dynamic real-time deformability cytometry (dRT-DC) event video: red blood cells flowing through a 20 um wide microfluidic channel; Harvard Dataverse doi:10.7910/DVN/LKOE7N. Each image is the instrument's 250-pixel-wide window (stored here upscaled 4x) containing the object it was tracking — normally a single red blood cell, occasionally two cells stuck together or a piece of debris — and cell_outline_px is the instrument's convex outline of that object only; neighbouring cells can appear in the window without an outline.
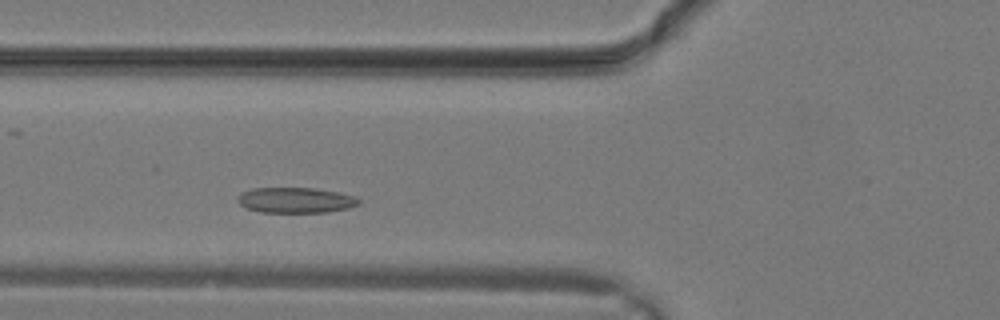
{"species": "common noctule bat (a hibernating species)", "species_latin": "Nyctalus noctula", "temperature_condition": "warm", "stored_images_in_passage": 16, "camera_frame_rate_fps": 3000, "um_per_image_px": 0.085, "animal": {"sex": "male", "body_mass_g": 19.2, "forearm_length_mm": 51.8}, "frame": {"image": 1, "passage_image": 5, "time_ms": 1.333, "image_size_px": [1000, 320], "cell_outline_px": [[360, 204], [348, 208], [328, 212], [260, 212], [248, 208], [240, 204], [236, 200], [244, 192], [252, 188], [316, 188], [356, 196], [360, 200]], "centroid_in_image_um": [25.17, 17.01], "position_along_channel_um": 100.6, "area_um2": 17.86}}
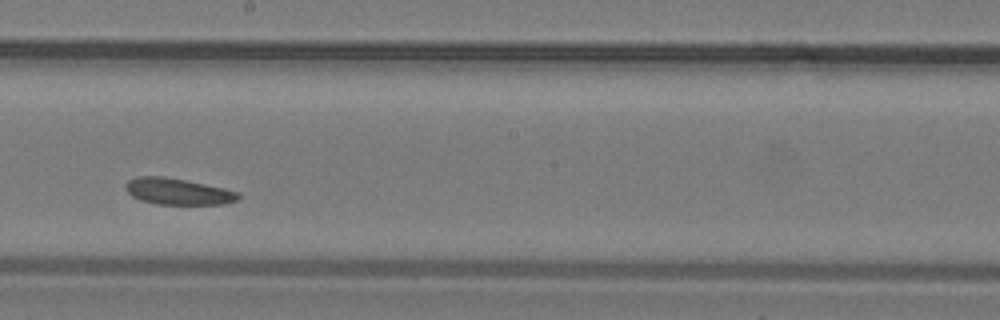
{"frame": {"image": 2, "passage_image": 11, "time_ms": 3.333, "image_size_px": [1000, 320], "cell_outline_px": [[240, 196], [236, 200], [224, 204], [156, 204], [140, 200], [132, 196], [124, 188], [124, 184], [128, 180], [136, 176], [164, 176], [224, 188], [240, 192]], "centroid_in_image_um": [15.08, 16.27], "position_along_channel_um": 233.1, "area_um2": 17.34}}
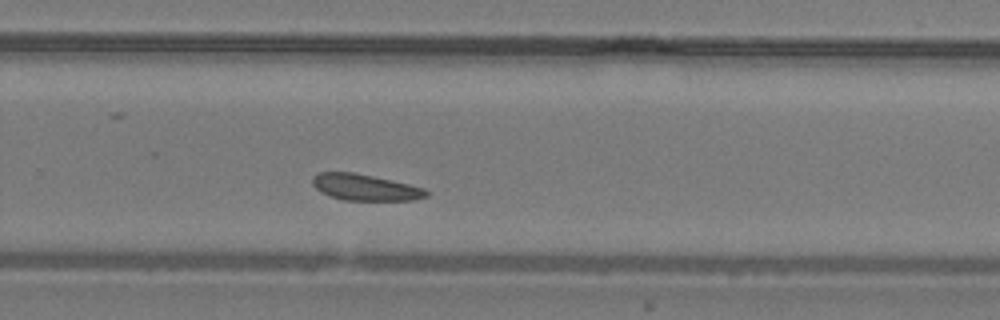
{"frame": {"image": 3, "passage_image": 14, "time_ms": 4.333, "image_size_px": [1000, 320], "cell_outline_px": [[428, 196], [412, 200], [344, 200], [320, 192], [312, 184], [312, 176], [320, 172], [352, 172], [392, 180], [424, 188], [428, 192]], "centroid_in_image_um": [31.02, 15.92], "position_along_channel_um": 298.8, "area_um2": 17.28}}